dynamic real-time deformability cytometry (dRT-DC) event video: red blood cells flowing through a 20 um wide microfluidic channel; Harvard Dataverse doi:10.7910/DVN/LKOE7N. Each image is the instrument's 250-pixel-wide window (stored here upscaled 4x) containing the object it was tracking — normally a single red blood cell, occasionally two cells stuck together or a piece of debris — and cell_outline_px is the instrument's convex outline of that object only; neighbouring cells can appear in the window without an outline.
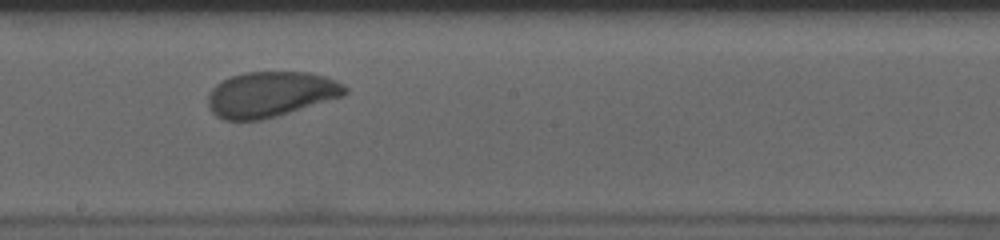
{"species": "human", "species_latin": "Homo sapiens", "temperature_condition": "cold", "stored_images_in_passage": 39, "camera_frame_rate_fps": 3000, "um_per_image_px": 0.085, "donor": {"sex": "male"}, "frame": {"image": 1, "passage_image": 21, "time_ms": 6.667, "image_size_px": [1000, 240], "cell_outline_px": [[348, 92], [344, 96], [276, 116], [260, 120], [224, 120], [216, 116], [208, 108], [208, 92], [216, 84], [232, 76], [244, 72], [308, 72], [324, 76], [336, 80], [344, 84], [348, 88]], "centroid_in_image_um": [23.0, 8.01], "position_along_channel_um": 225.2, "area_um2": 36.36}}
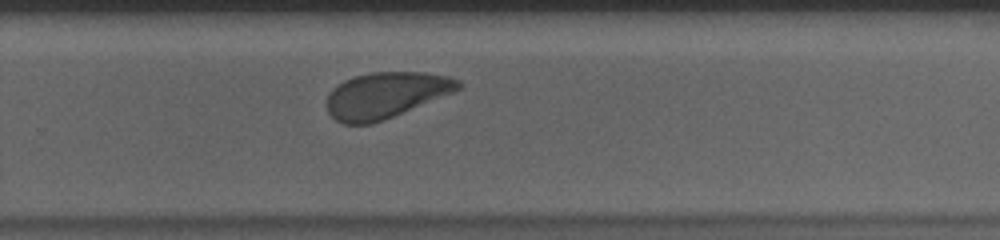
{"frame": {"image": 2, "passage_image": 27, "time_ms": 8.667, "image_size_px": [1000, 240], "cell_outline_px": [[464, 84], [460, 88], [452, 92], [384, 120], [372, 124], [344, 124], [336, 120], [328, 112], [328, 92], [332, 88], [344, 80], [356, 76], [372, 72], [424, 72], [448, 76], [460, 80]], "centroid_in_image_um": [32.78, 8.08], "position_along_channel_um": 297.0, "area_um2": 34.97}}
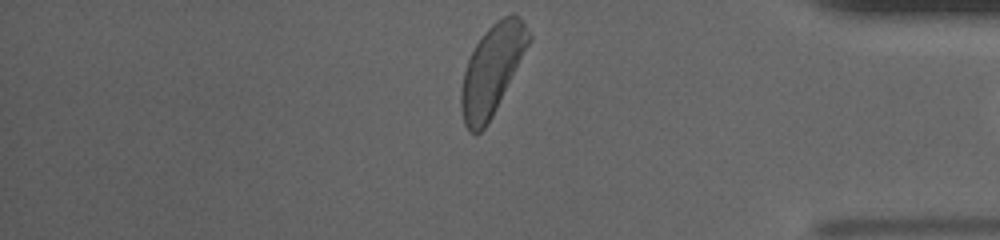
{"frame": {"image": 3, "passage_image": 37, "time_ms": 12.0, "image_size_px": [1000, 240], "cell_outline_px": [[532, 40], [488, 124], [476, 136], [468, 132], [464, 124], [460, 108], [460, 88], [464, 72], [468, 60], [476, 44], [484, 32], [496, 20], [504, 16], [516, 16], [524, 24], [532, 36]], "centroid_in_image_um": [41.8, 6.0], "position_along_channel_um": 393.4, "area_um2": 35.14}, "authors_computed_cell_mechanics": {"area_um2": 36.414, "velocity_mm_per_s": 3.6042, "shape_relaxation_time_tau1_ms": 2.7086, "shape_relaxation_time_tau2_ms": 2.8386, "deformation_change_tau1": 0.1241, "deformation_change_tau2": 0.0833}}